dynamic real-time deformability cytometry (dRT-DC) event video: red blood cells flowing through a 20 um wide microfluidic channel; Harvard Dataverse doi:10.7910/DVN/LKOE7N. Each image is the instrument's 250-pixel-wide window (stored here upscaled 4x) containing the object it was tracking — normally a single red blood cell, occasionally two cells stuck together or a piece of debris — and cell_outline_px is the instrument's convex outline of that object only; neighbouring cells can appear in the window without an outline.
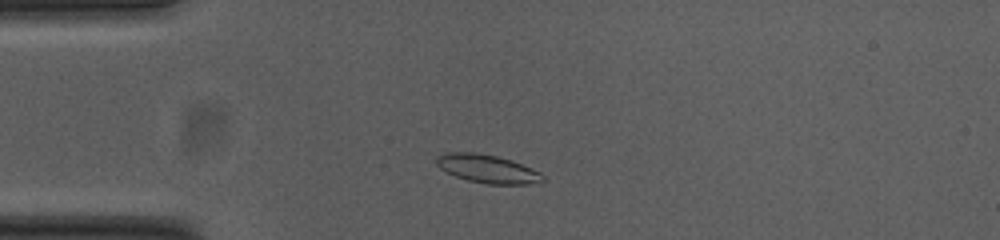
{"species": "common noctule bat (a hibernating species)", "species_latin": "Nyctalus noctula", "temperature_condition": "cold", "stored_images_in_passage": 46, "camera_frame_rate_fps": 3000, "um_per_image_px": 0.085, "animal": {"sex": "female", "body_mass_g": 23.0, "forearm_length_mm": 53.4}, "frame": {"image": 1, "passage_image": 6, "time_ms": 1.667, "image_size_px": [1000, 240], "cell_outline_px": [[544, 180], [528, 184], [484, 184], [468, 180], [456, 176], [440, 168], [436, 164], [436, 156], [448, 152], [476, 152], [496, 156], [512, 160], [540, 172]], "centroid_in_image_um": [41.4, 14.34], "position_along_channel_um": 43.6, "area_um2": 17.4}}
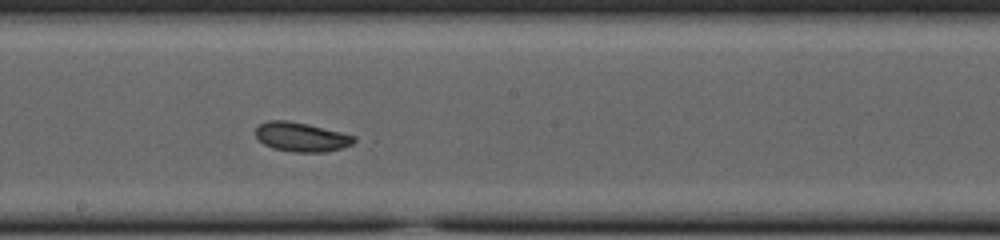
{"frame": {"image": 2, "passage_image": 22, "time_ms": 7.0, "image_size_px": [1000, 240], "cell_outline_px": [[356, 140], [352, 144], [344, 148], [324, 152], [292, 152], [272, 148], [264, 144], [256, 136], [256, 128], [260, 124], [268, 120], [288, 120], [308, 124], [356, 136]], "centroid_in_image_um": [25.62, 11.65], "position_along_channel_um": 222.6, "area_um2": 16.82}}
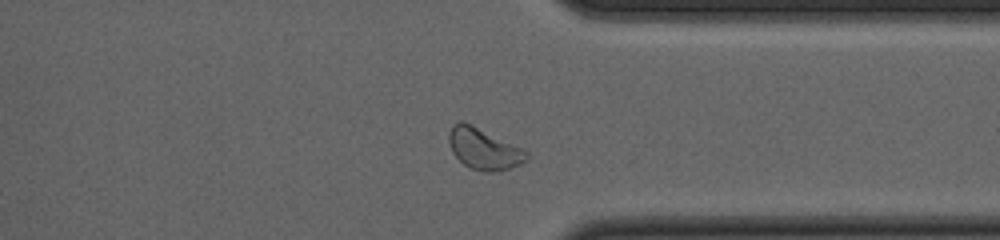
{"frame": {"image": 3, "passage_image": 34, "time_ms": 11.0, "image_size_px": [1000, 240], "cell_outline_px": [[528, 160], [520, 164], [496, 172], [484, 172], [468, 168], [452, 152], [448, 140], [448, 132], [452, 124], [460, 120], [464, 120], [528, 152]], "centroid_in_image_um": [41.07, 12.64], "position_along_channel_um": 370.3, "area_um2": 18.67}, "authors_computed_cell_mechanics": {"area_um2": 16.9643, "velocity_mm_per_s": 3.7439, "shape_relaxation_time_tau1_ms": 7.6479, "shape_relaxation_time_tau2_ms": null, "deformation_change_tau1": 0.1941, "deformation_change_tau2": null}}